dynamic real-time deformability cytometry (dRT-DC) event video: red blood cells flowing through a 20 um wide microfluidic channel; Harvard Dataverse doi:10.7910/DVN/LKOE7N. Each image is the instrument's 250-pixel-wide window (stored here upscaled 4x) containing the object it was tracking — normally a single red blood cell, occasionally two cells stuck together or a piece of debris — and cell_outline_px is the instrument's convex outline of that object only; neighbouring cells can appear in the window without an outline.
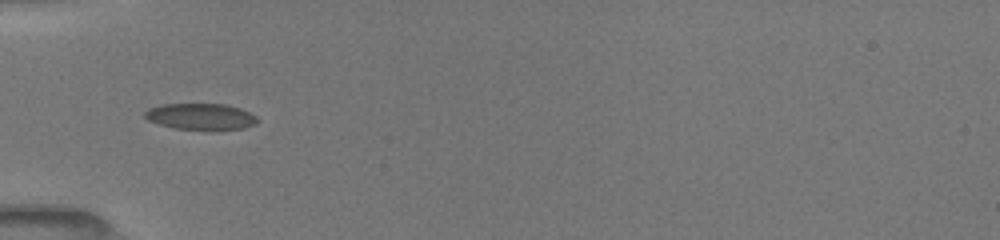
{"species": "common noctule bat (a hibernating species)", "species_latin": "Nyctalus noctula", "temperature_condition": "room temperature", "stored_images_in_passage": 8, "camera_frame_rate_fps": 3000, "um_per_image_px": 0.085, "animal": {"sex": "female", "body_mass_g": 19.5, "forearm_length_mm": 54.1}, "frame": {"image": 1, "passage_image": 1, "time_ms": 0.0, "image_size_px": [1000, 240], "cell_outline_px": [[260, 120], [256, 124], [244, 128], [176, 128], [160, 124], [148, 120], [144, 116], [144, 112], [148, 108], [164, 104], [224, 104], [240, 108], [256, 116]], "centroid_in_image_um": [17.06, 9.88], "position_along_channel_um": 67.9, "area_um2": 16.76}}
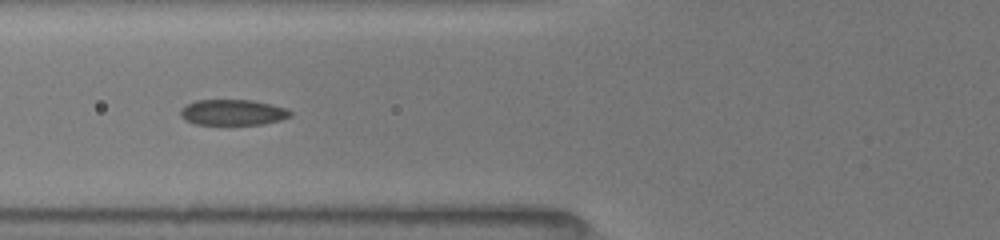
{"frame": {"image": 2, "passage_image": 7, "time_ms": 1.0, "image_size_px": [1000, 240], "cell_outline_px": [[292, 116], [280, 120], [264, 124], [196, 124], [184, 120], [180, 116], [180, 108], [196, 100], [256, 100], [288, 108], [292, 112]], "centroid_in_image_um": [19.81, 9.54], "position_along_channel_um": 106.0, "area_um2": 16.65}}